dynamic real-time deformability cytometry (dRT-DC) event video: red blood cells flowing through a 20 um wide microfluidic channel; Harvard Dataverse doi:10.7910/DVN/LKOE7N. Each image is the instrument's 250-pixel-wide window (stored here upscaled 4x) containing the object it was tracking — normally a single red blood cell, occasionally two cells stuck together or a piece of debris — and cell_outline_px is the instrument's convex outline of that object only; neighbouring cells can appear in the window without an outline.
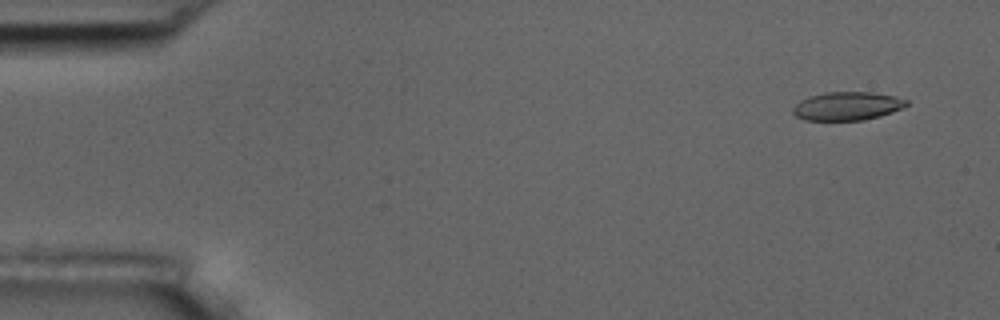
{"species": "common noctule bat (a hibernating species)", "species_latin": "Nyctalus noctula", "temperature_condition": "room temperature", "stored_images_in_passage": 56, "camera_frame_rate_fps": 3000, "um_per_image_px": 0.085, "animal": {"sex": "male", "body_mass_g": 17.5, "forearm_length_mm": 52.3}, "frame": {"image": 1, "passage_image": 4, "time_ms": 1.0, "image_size_px": [1000, 320], "cell_outline_px": [[908, 104], [904, 108], [880, 116], [864, 120], [804, 120], [796, 116], [792, 112], [792, 108], [800, 100], [808, 96], [824, 92], [872, 92], [896, 96], [908, 100]], "centroid_in_image_um": [72.02, 9.01], "position_along_channel_um": 13.0, "area_um2": 19.02}}
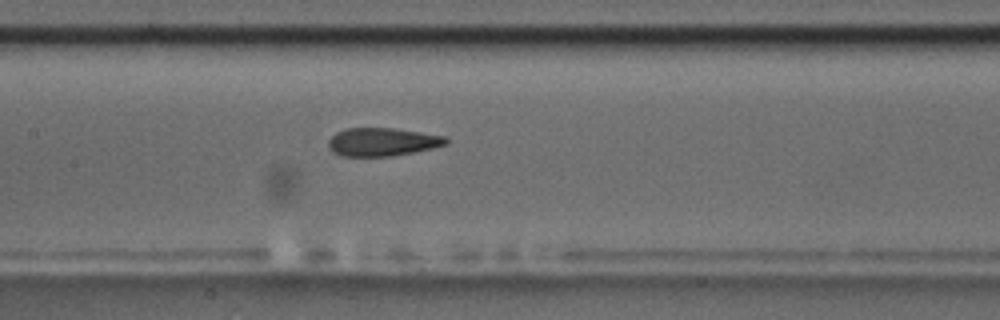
{"frame": {"image": 2, "passage_image": 27, "time_ms": 8.667, "image_size_px": [1000, 320], "cell_outline_px": [[448, 144], [432, 148], [392, 156], [340, 156], [332, 152], [328, 144], [328, 140], [336, 132], [348, 128], [396, 128], [444, 136], [448, 140]], "centroid_in_image_um": [32.48, 12.06], "position_along_channel_um": 174.9, "area_um2": 19.31}}
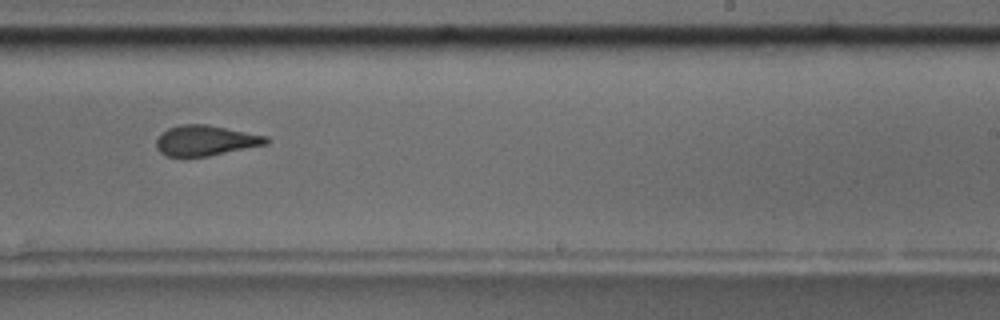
{"frame": {"image": 3, "passage_image": 35, "time_ms": 11.333, "image_size_px": [1000, 320], "cell_outline_px": [[272, 140], [268, 144], [208, 156], [168, 156], [160, 152], [156, 148], [156, 140], [168, 128], [180, 124], [208, 124], [268, 136]], "centroid_in_image_um": [17.52, 11.93], "position_along_channel_um": 271.5, "area_um2": 19.48}, "authors_computed_cell_mechanics": {"area_um2": 19.9988, "velocity_mm_per_s": 3.64, "shape_relaxation_time_tau1_ms": null, "shape_relaxation_time_tau2_ms": 2.3581, "deformation_change_tau1": null, "deformation_change_tau2": 0.1008}}